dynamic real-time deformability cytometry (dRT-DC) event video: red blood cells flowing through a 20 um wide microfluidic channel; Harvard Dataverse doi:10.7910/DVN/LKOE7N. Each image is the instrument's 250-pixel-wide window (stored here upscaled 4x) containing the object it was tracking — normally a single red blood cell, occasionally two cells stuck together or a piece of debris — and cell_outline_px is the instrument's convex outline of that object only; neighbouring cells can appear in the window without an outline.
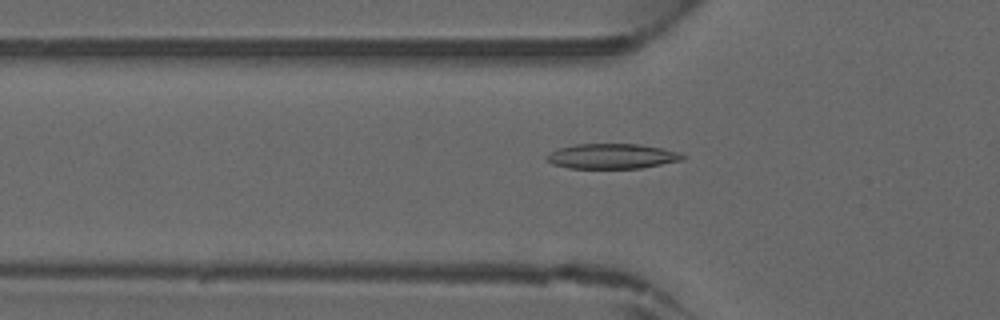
{"species": "common noctule bat (a hibernating species)", "species_latin": "Nyctalus noctula", "temperature_condition": "warm", "stored_images_in_passage": 36, "camera_frame_rate_fps": 3000, "um_per_image_px": 0.085, "animal": {"sex": "male", "forearm_length_mm": 52.5}, "frame": {"image": 1, "passage_image": 6, "time_ms": 1.667, "image_size_px": [1000, 320], "cell_outline_px": [[688, 156], [684, 160], [640, 168], [568, 168], [552, 164], [544, 160], [544, 156], [560, 148], [576, 144], [640, 144], [680, 152]], "centroid_in_image_um": [52.03, 13.28], "position_along_channel_um": 73.8, "area_um2": 19.94}}
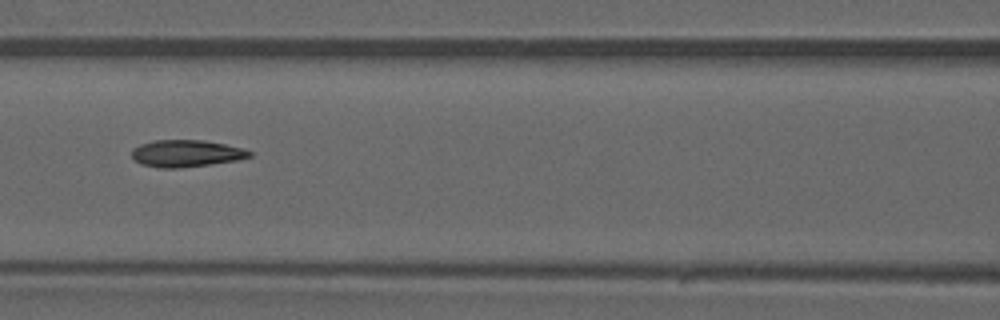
{"frame": {"image": 2, "passage_image": 11, "time_ms": 3.333, "image_size_px": [1000, 320], "cell_outline_px": [[252, 156], [236, 160], [180, 168], [160, 168], [140, 164], [132, 156], [132, 148], [140, 144], [156, 140], [204, 140], [244, 148], [252, 152]], "centroid_in_image_um": [15.82, 13.04], "position_along_channel_um": 150.8, "area_um2": 18.44}}
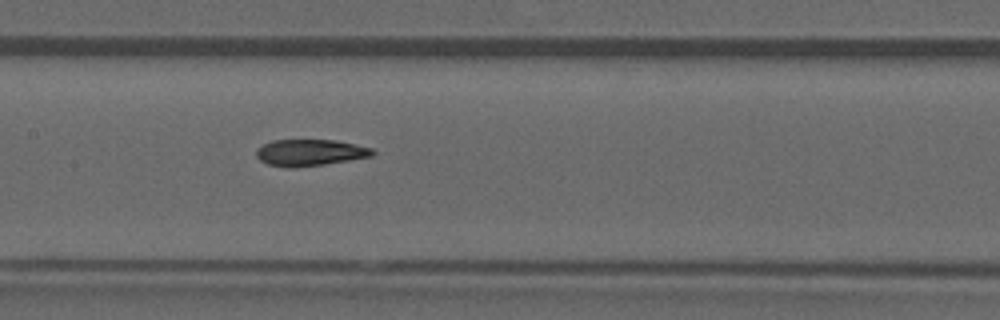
{"frame": {"image": 3, "passage_image": 13, "time_ms": 4.0, "image_size_px": [1000, 320], "cell_outline_px": [[376, 152], [372, 156], [324, 164], [292, 168], [288, 168], [268, 164], [260, 160], [256, 156], [256, 148], [272, 140], [336, 140], [372, 148]], "centroid_in_image_um": [26.33, 12.97], "position_along_channel_um": 181.1, "area_um2": 17.92}}